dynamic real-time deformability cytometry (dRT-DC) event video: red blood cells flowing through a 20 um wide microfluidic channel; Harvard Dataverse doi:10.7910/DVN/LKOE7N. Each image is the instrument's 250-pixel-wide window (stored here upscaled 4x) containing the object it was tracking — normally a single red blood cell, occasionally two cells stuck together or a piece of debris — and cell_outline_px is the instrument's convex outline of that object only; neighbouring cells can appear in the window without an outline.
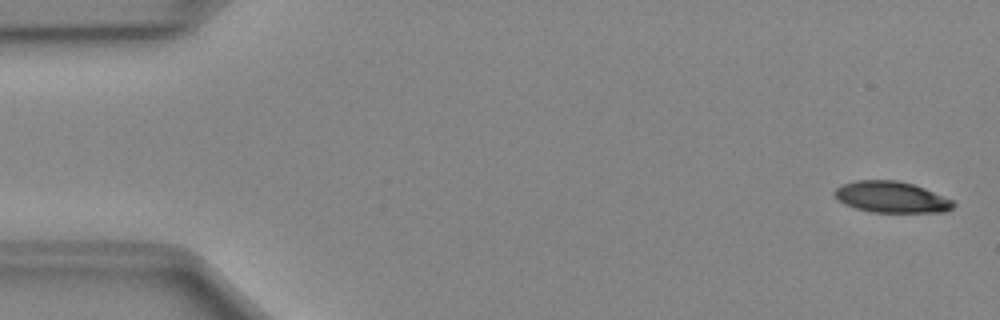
{"species": "Egyptian fruit bat (a non-hibernating species)", "species_latin": "Rousettus aegyptiacus", "temperature_condition": "cold", "stored_images_in_passage": 51, "segment_of_instrument_passage": [1, 2], "camera_frame_rate_fps": 3000, "um_per_image_px": 0.085, "animal": {"sex": "female"}, "frame": {"image": 1, "passage_image": 2, "time_ms": 0.333, "image_size_px": [1000, 320], "cell_outline_px": [[956, 204], [952, 208], [944, 212], [872, 212], [856, 208], [844, 204], [832, 192], [836, 188], [844, 184], [856, 180], [896, 180], [912, 184], [924, 188], [952, 200]], "centroid_in_image_um": [75.76, 16.75], "position_along_channel_um": 9.2, "area_um2": 21.39}}
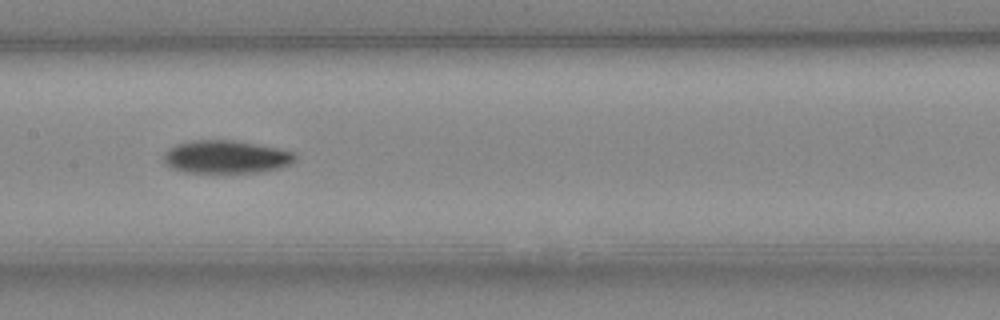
{"frame": {"image": 2, "passage_image": 25, "time_ms": 8.0, "image_size_px": [1000, 320], "cell_outline_px": [[296, 160], [292, 164], [280, 168], [264, 172], [184, 172], [172, 168], [164, 164], [164, 152], [168, 148], [176, 144], [192, 140], [232, 140], [256, 144], [296, 152]], "centroid_in_image_um": [19.22, 13.34], "position_along_channel_um": 188.2, "area_um2": 25.43}}
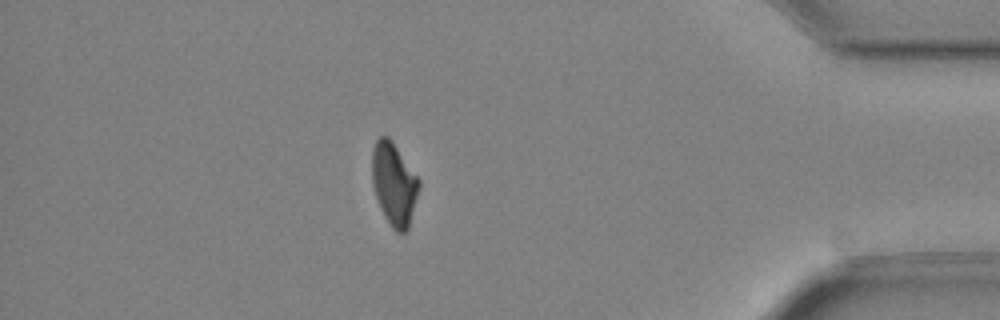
{"frame": {"image": 3, "passage_image": 44, "time_ms": 14.333, "image_size_px": [1000, 320], "cell_outline_px": [[420, 188], [408, 228], [404, 232], [396, 232], [392, 228], [384, 216], [380, 208], [372, 184], [372, 148], [376, 140], [380, 136], [388, 136], [392, 140], [420, 180]], "centroid_in_image_um": [33.49, 15.62], "position_along_channel_um": 401.7, "area_um2": 22.66}}